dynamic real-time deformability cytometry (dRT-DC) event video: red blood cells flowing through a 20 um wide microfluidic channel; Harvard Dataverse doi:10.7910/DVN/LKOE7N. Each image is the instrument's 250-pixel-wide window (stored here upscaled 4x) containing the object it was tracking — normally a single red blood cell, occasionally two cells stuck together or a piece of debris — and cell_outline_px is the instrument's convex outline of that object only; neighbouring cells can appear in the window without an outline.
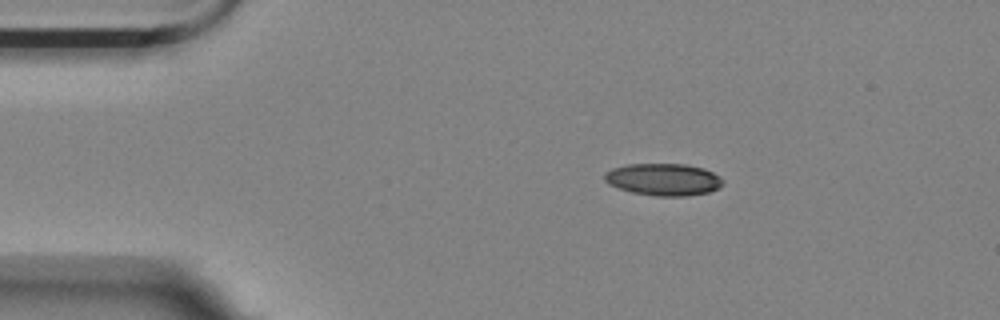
{"species": "Egyptian fruit bat (a non-hibernating species)", "species_latin": "Rousettus aegyptiacus", "temperature_condition": "room temperature", "stored_images_in_passage": 2, "camera_frame_rate_fps": 3000, "um_per_image_px": 0.085, "animal": {"sex": "female"}, "frame": {"image": 1, "passage_image": 1, "time_ms": 0.0, "image_size_px": [1000, 320], "cell_outline_px": [[724, 184], [720, 188], [708, 192], [688, 196], [656, 196], [632, 192], [608, 184], [604, 180], [604, 172], [612, 168], [628, 164], [688, 164], [704, 168], [720, 176], [724, 180]], "centroid_in_image_um": [56.42, 15.25], "position_along_channel_um": 28.6, "area_um2": 22.37}}